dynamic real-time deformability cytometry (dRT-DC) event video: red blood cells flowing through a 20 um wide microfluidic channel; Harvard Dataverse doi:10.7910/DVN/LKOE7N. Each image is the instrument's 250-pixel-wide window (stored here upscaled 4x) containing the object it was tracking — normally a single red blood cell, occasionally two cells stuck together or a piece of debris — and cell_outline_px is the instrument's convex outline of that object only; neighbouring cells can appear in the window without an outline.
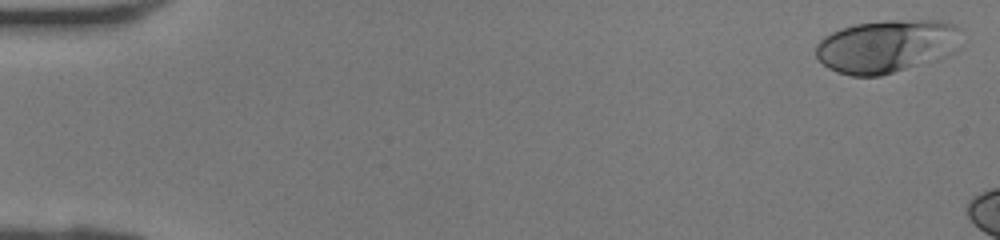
{"species": "human", "species_latin": "Homo sapiens", "temperature_condition": "room temperature", "stored_images_in_passage": 12, "camera_frame_rate_fps": 3000, "um_per_image_px": 0.085, "donor": {"sex": "female"}, "frame": {"image": 1, "passage_image": 1, "time_ms": 0.0, "image_size_px": [1000, 240], "cell_outline_px": [[960, 48], [956, 52], [948, 56], [936, 60], [880, 76], [852, 76], [836, 72], [828, 68], [816, 56], [816, 44], [824, 36], [840, 28], [856, 24], [888, 20], [944, 20], [956, 24], [960, 28]], "centroid_in_image_um": [75.43, 3.92], "position_along_channel_um": 9.6, "area_um2": 45.6}}